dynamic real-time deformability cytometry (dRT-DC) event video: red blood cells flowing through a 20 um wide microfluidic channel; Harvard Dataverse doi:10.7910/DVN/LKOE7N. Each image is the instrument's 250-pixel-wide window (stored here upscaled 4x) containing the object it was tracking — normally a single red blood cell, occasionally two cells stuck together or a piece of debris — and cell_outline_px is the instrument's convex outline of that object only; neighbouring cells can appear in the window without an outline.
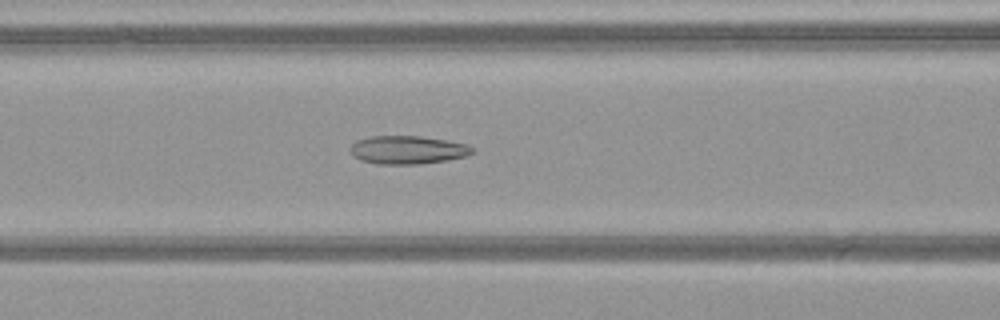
{"species": "common noctule bat (a hibernating species)", "species_latin": "Nyctalus noctula", "temperature_condition": "warm", "stored_images_in_passage": 38, "camera_frame_rate_fps": 3000, "um_per_image_px": 0.085, "animal": {"sex": "female", "body_mass_g": 21.9}, "frame": {"image": 1, "passage_image": 9, "time_ms": 2.667, "image_size_px": [1000, 320], "cell_outline_px": [[476, 152], [468, 156], [448, 160], [420, 164], [376, 164], [360, 160], [352, 156], [348, 148], [356, 140], [372, 136], [420, 136], [448, 140], [468, 144], [476, 148]], "centroid_in_image_um": [34.68, 12.74], "position_along_channel_um": 131.9, "area_um2": 20.58}}
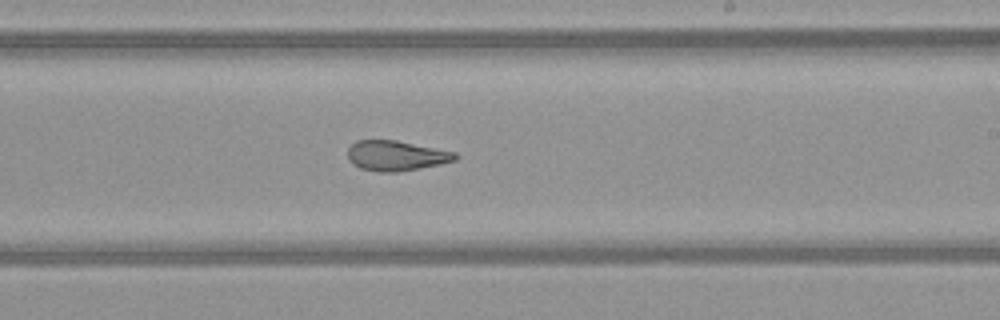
{"frame": {"image": 2, "passage_image": 18, "time_ms": 5.667, "image_size_px": [1000, 320], "cell_outline_px": [[456, 160], [440, 164], [420, 168], [396, 172], [380, 172], [360, 168], [352, 164], [348, 160], [348, 148], [356, 140], [396, 140], [456, 152]], "centroid_in_image_um": [33.64, 13.23], "position_along_channel_um": 255.4, "area_um2": 18.84}}
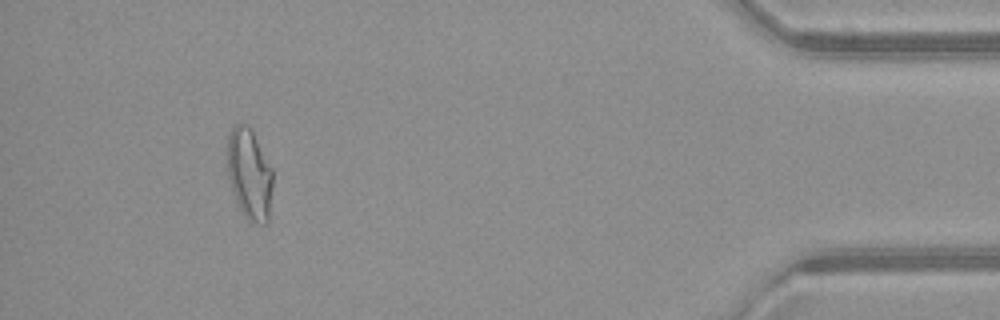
{"frame": {"image": 3, "passage_image": 34, "time_ms": 11.0, "image_size_px": [1000, 320], "cell_outline_px": [[272, 188], [268, 220], [264, 224], [252, 224], [244, 216], [236, 200], [228, 176], [228, 136], [232, 128], [240, 120], [248, 124], [272, 168]], "centroid_in_image_um": [21.2, 14.79], "position_along_channel_um": 414.0, "area_um2": 23.99}, "authors_computed_cell_mechanics": {"area_um2": 20.5768, "velocity_mm_per_s": 4.114, "shape_relaxation_time_tau1_ms": null, "shape_relaxation_time_tau2_ms": 1.2854, "deformation_change_tau1": null, "deformation_change_tau2": 0.0987}}